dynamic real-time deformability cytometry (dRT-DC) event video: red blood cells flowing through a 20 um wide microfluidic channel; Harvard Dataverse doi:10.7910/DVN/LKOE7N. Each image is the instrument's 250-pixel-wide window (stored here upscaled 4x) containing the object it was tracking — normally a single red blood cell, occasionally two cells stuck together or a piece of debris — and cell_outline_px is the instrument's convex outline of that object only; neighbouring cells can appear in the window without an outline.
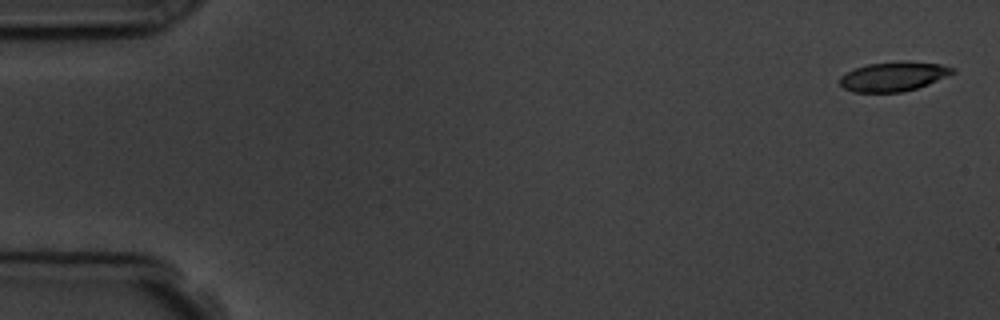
{"species": "common noctule bat (a hibernating species)", "species_latin": "Nyctalus noctula", "temperature_condition": "room temperature", "stored_images_in_passage": 5, "camera_frame_rate_fps": 3000, "um_per_image_px": 0.085, "animal": {"sex": "male", "body_mass_g": 19.5, "forearm_length_mm": 54.6}, "frame": {"image": 1, "passage_image": 1, "time_ms": 0.0, "image_size_px": [1000, 320], "cell_outline_px": [[956, 72], [928, 84], [916, 88], [900, 92], [852, 92], [844, 88], [840, 84], [840, 76], [856, 68], [868, 64], [908, 60], [940, 64], [956, 68]], "centroid_in_image_um": [75.97, 6.49], "position_along_channel_um": 9.0, "area_um2": 19.31}}
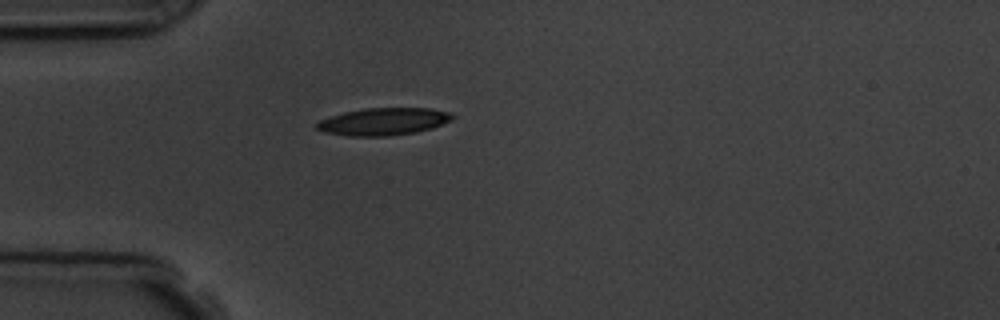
{"frame": {"image": 2, "passage_image": 5, "time_ms": 4.667, "image_size_px": [1000, 320], "cell_outline_px": [[456, 116], [452, 120], [432, 128], [416, 132], [388, 136], [348, 136], [324, 132], [316, 128], [316, 124], [320, 120], [344, 112], [364, 108], [432, 108], [448, 112]], "centroid_in_image_um": [32.62, 10.33], "position_along_channel_um": 52.4, "area_um2": 21.62}}